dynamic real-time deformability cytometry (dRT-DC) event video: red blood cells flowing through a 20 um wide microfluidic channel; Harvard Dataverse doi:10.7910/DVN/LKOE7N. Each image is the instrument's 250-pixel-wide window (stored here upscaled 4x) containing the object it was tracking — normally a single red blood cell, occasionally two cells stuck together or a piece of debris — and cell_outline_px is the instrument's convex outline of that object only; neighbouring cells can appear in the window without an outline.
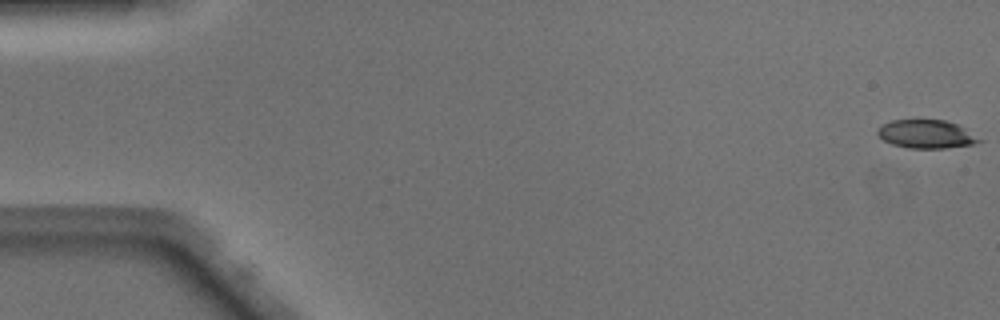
{"species": "Egyptian fruit bat (a non-hibernating species)", "species_latin": "Rousettus aegyptiacus", "temperature_condition": "warm", "stored_images_in_passage": 50, "camera_frame_rate_fps": 3000, "um_per_image_px": 0.085, "animal": {"sex": "male"}, "frame": {"image": 1, "passage_image": 1, "time_ms": 0.0, "image_size_px": [1000, 320], "cell_outline_px": [[984, 140], [972, 144], [944, 148], [908, 148], [892, 144], [884, 140], [876, 132], [884, 124], [892, 120], [944, 120], [960, 124]], "centroid_in_image_um": [78.79, 11.39], "position_along_channel_um": 6.2, "area_um2": 16.76}}
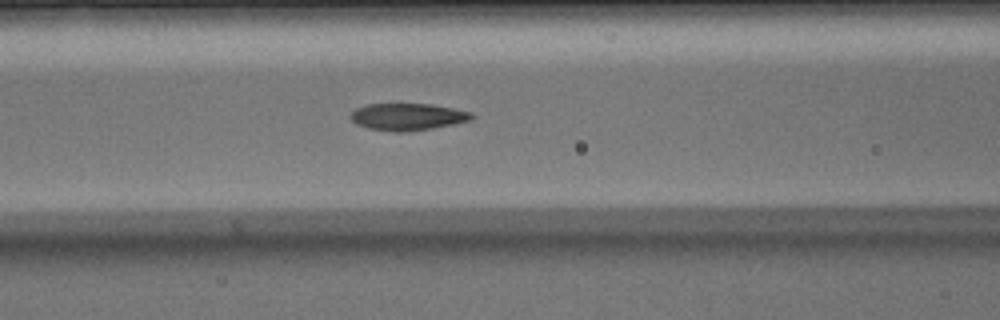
{"frame": {"image": 2, "passage_image": 21, "time_ms": 6.667, "image_size_px": [1000, 320], "cell_outline_px": [[476, 116], [472, 120], [432, 128], [404, 132], [392, 132], [368, 128], [356, 124], [352, 120], [352, 112], [356, 108], [368, 104], [428, 104], [452, 108], [472, 112]], "centroid_in_image_um": [34.67, 9.93], "position_along_channel_um": 131.9, "area_um2": 18.96}}
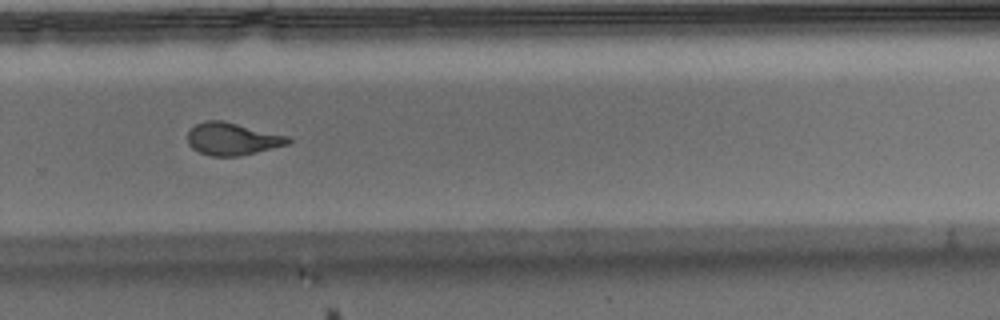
{"frame": {"image": 3, "passage_image": 34, "time_ms": 11.0, "image_size_px": [1000, 320], "cell_outline_px": [[292, 140], [288, 144], [240, 156], [212, 156], [200, 152], [192, 148], [188, 144], [188, 132], [196, 124], [204, 120], [220, 120], [288, 136]], "centroid_in_image_um": [19.72, 11.81], "position_along_channel_um": 310.1, "area_um2": 18.73}, "authors_computed_cell_mechanics": {"area_um2": 18.8428, "velocity_mm_per_s": 4.112, "shape_relaxation_time_tau1_ms": null, "shape_relaxation_time_tau2_ms": 1.805, "deformation_change_tau1": null, "deformation_change_tau2": 0.0986}}